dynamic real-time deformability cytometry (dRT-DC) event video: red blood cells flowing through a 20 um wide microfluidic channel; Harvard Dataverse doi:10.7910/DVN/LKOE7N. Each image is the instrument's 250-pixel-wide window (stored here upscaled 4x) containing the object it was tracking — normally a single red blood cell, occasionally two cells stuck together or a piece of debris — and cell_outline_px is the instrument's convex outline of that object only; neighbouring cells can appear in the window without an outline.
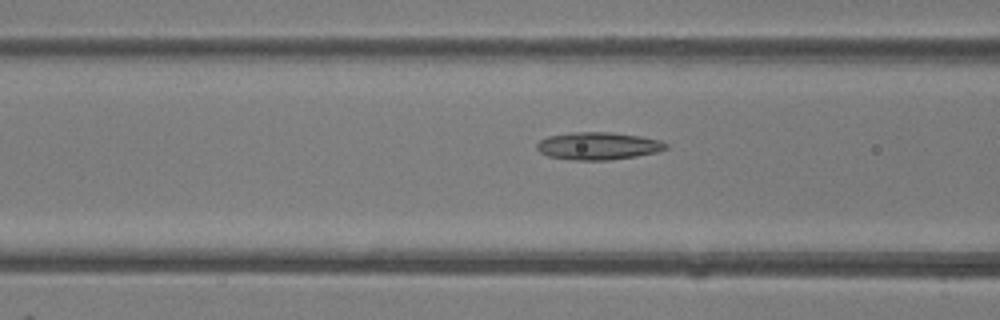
{"species": "common noctule bat (a hibernating species)", "species_latin": "Nyctalus noctula", "temperature_condition": "room temperature", "stored_images_in_passage": 46, "camera_frame_rate_fps": 3000, "um_per_image_px": 0.085, "animal": {"sex": "female"}, "frame": {"image": 1, "passage_image": 18, "time_ms": 5.667, "image_size_px": [1000, 320], "cell_outline_px": [[668, 148], [656, 152], [636, 156], [612, 160], [572, 160], [548, 156], [540, 152], [536, 148], [536, 144], [540, 140], [548, 136], [572, 132], [612, 132], [640, 136], [660, 140], [668, 144]], "centroid_in_image_um": [50.84, 12.4], "position_along_channel_um": 115.8, "area_um2": 20.81}}
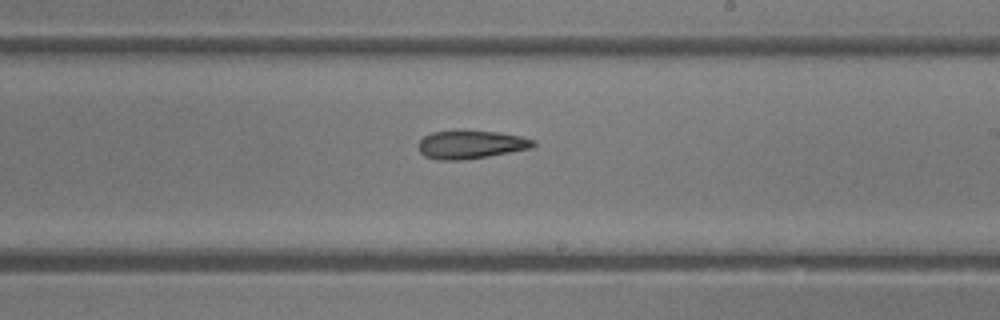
{"frame": {"image": 2, "passage_image": 27, "time_ms": 8.667, "image_size_px": [1000, 320], "cell_outline_px": [[536, 144], [532, 148], [488, 156], [460, 160], [436, 160], [424, 156], [420, 152], [416, 144], [424, 136], [432, 132], [456, 128], [460, 128], [500, 132], [520, 136], [536, 140]], "centroid_in_image_um": [39.98, 12.25], "position_along_channel_um": 249.0, "area_um2": 19.71}}
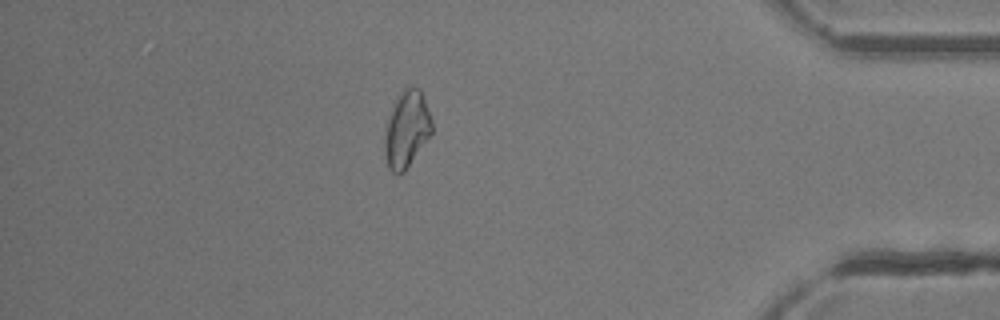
{"frame": {"image": 3, "passage_image": 40, "time_ms": 13.0, "image_size_px": [1000, 320], "cell_outline_px": [[432, 132], [404, 172], [392, 172], [388, 168], [384, 152], [384, 136], [388, 120], [392, 108], [400, 92], [404, 88], [420, 88], [432, 120]], "centroid_in_image_um": [34.56, 10.99], "position_along_channel_um": 400.6, "area_um2": 20.63}, "authors_computed_cell_mechanics": {"area_um2": 20.6635, "velocity_mm_per_s": 4.4311, "shape_relaxation_time_tau1_ms": null, "shape_relaxation_time_tau2_ms": 4.0383, "deformation_change_tau1": null, "deformation_change_tau2": 0.1285}}